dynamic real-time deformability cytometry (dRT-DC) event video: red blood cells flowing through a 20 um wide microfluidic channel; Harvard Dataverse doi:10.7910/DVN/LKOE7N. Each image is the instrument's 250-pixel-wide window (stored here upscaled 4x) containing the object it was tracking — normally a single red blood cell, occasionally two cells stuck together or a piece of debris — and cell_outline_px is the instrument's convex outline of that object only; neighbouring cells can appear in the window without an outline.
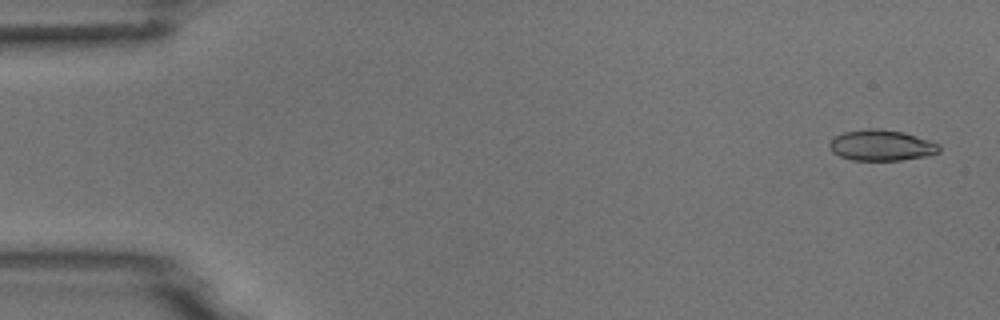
{"species": "common noctule bat (a hibernating species)", "species_latin": "Nyctalus noctula", "temperature_condition": "room temperature", "stored_images_in_passage": 9, "camera_frame_rate_fps": 3000, "um_per_image_px": 0.085, "animal": {"sex": "male", "body_mass_g": 18.8}, "frame": {"image": 1, "passage_image": 1, "time_ms": 0.0, "image_size_px": [1000, 320], "cell_outline_px": [[940, 152], [928, 156], [900, 160], [852, 160], [840, 156], [832, 152], [828, 144], [836, 136], [844, 132], [868, 128], [880, 128], [904, 132], [940, 144]], "centroid_in_image_um": [74.94, 12.35], "position_along_channel_um": 10.1, "area_um2": 19.77}}
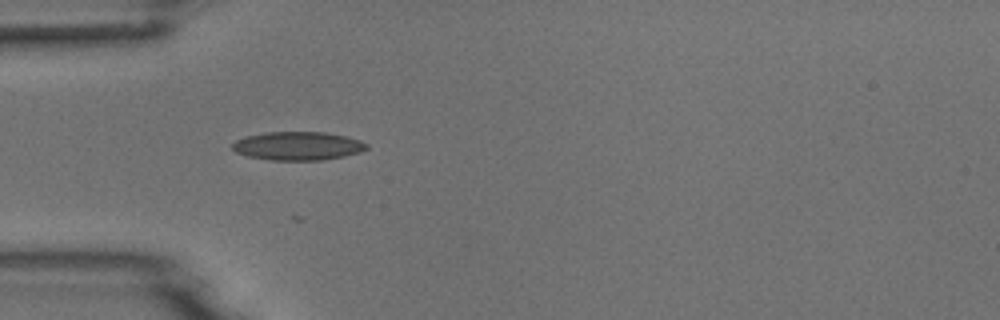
{"frame": {"image": 2, "passage_image": 5, "time_ms": 4.667, "image_size_px": [1000, 320], "cell_outline_px": [[368, 148], [360, 152], [344, 156], [324, 160], [272, 160], [248, 156], [236, 152], [232, 148], [232, 144], [236, 140], [248, 136], [264, 132], [324, 132], [344, 136], [360, 140], [368, 144]], "centroid_in_image_um": [25.33, 12.4], "position_along_channel_um": 59.7, "area_um2": 22.2}}